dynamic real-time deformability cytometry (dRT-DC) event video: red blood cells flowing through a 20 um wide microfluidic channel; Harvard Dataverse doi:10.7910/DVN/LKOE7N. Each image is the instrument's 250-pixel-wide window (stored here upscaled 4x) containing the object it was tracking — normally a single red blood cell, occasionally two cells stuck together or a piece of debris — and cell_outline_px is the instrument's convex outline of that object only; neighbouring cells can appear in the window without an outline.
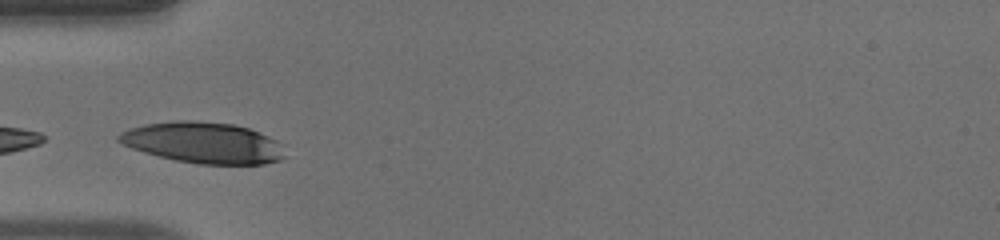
{"species": "human", "species_latin": "Homo sapiens", "temperature_condition": "warm", "stored_images_in_passage": 8, "camera_frame_rate_fps": 3000, "um_per_image_px": 0.085, "donor": {"sex": "male"}, "frame": {"image": 1, "passage_image": 6, "time_ms": 1.667, "image_size_px": [1000, 240], "cell_outline_px": [[284, 156], [280, 160], [264, 164], [200, 164], [176, 160], [144, 152], [132, 148], [116, 140], [116, 136], [120, 132], [128, 128], [144, 124], [172, 120], [192, 120], [232, 124], [248, 128], [268, 136], [284, 144]], "centroid_in_image_um": [17.27, 12.12], "position_along_channel_um": 67.7, "area_um2": 39.88}}